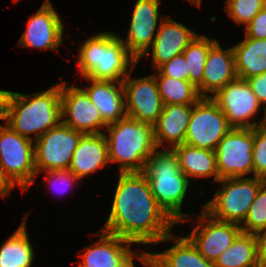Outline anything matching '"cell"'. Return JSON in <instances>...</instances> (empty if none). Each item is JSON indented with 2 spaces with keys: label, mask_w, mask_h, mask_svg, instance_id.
<instances>
[{
  "label": "cell",
  "mask_w": 266,
  "mask_h": 267,
  "mask_svg": "<svg viewBox=\"0 0 266 267\" xmlns=\"http://www.w3.org/2000/svg\"><path fill=\"white\" fill-rule=\"evenodd\" d=\"M109 217L101 230L133 243L175 241L176 224L159 206L143 172L119 173Z\"/></svg>",
  "instance_id": "1"
},
{
  "label": "cell",
  "mask_w": 266,
  "mask_h": 267,
  "mask_svg": "<svg viewBox=\"0 0 266 267\" xmlns=\"http://www.w3.org/2000/svg\"><path fill=\"white\" fill-rule=\"evenodd\" d=\"M60 122V84L34 94L11 93L6 124L21 136L36 141Z\"/></svg>",
  "instance_id": "2"
},
{
  "label": "cell",
  "mask_w": 266,
  "mask_h": 267,
  "mask_svg": "<svg viewBox=\"0 0 266 267\" xmlns=\"http://www.w3.org/2000/svg\"><path fill=\"white\" fill-rule=\"evenodd\" d=\"M80 75L94 80L123 82L129 64L137 61L127 50L122 38L111 32H101L84 41L78 54Z\"/></svg>",
  "instance_id": "3"
},
{
  "label": "cell",
  "mask_w": 266,
  "mask_h": 267,
  "mask_svg": "<svg viewBox=\"0 0 266 267\" xmlns=\"http://www.w3.org/2000/svg\"><path fill=\"white\" fill-rule=\"evenodd\" d=\"M154 198L165 213L176 223L189 220L181 207L190 180L181 171L179 161L171 148L157 150L148 157L143 170Z\"/></svg>",
  "instance_id": "4"
},
{
  "label": "cell",
  "mask_w": 266,
  "mask_h": 267,
  "mask_svg": "<svg viewBox=\"0 0 266 267\" xmlns=\"http://www.w3.org/2000/svg\"><path fill=\"white\" fill-rule=\"evenodd\" d=\"M109 162L119 163V173L143 172L146 161L157 148L153 125L125 116L107 125Z\"/></svg>",
  "instance_id": "5"
},
{
  "label": "cell",
  "mask_w": 266,
  "mask_h": 267,
  "mask_svg": "<svg viewBox=\"0 0 266 267\" xmlns=\"http://www.w3.org/2000/svg\"><path fill=\"white\" fill-rule=\"evenodd\" d=\"M218 182L222 187L208 203L203 205V210L214 219L240 225L265 180L254 176V178H225Z\"/></svg>",
  "instance_id": "6"
},
{
  "label": "cell",
  "mask_w": 266,
  "mask_h": 267,
  "mask_svg": "<svg viewBox=\"0 0 266 267\" xmlns=\"http://www.w3.org/2000/svg\"><path fill=\"white\" fill-rule=\"evenodd\" d=\"M33 146L32 139L21 136L7 124L0 125V167L23 191L37 176Z\"/></svg>",
  "instance_id": "7"
},
{
  "label": "cell",
  "mask_w": 266,
  "mask_h": 267,
  "mask_svg": "<svg viewBox=\"0 0 266 267\" xmlns=\"http://www.w3.org/2000/svg\"><path fill=\"white\" fill-rule=\"evenodd\" d=\"M83 135L60 122L34 141L35 168L41 171L69 170L74 150Z\"/></svg>",
  "instance_id": "8"
},
{
  "label": "cell",
  "mask_w": 266,
  "mask_h": 267,
  "mask_svg": "<svg viewBox=\"0 0 266 267\" xmlns=\"http://www.w3.org/2000/svg\"><path fill=\"white\" fill-rule=\"evenodd\" d=\"M231 129L217 103L211 97H201L192 108L185 144L214 151Z\"/></svg>",
  "instance_id": "9"
},
{
  "label": "cell",
  "mask_w": 266,
  "mask_h": 267,
  "mask_svg": "<svg viewBox=\"0 0 266 267\" xmlns=\"http://www.w3.org/2000/svg\"><path fill=\"white\" fill-rule=\"evenodd\" d=\"M214 151L220 180L253 173V128H232Z\"/></svg>",
  "instance_id": "10"
},
{
  "label": "cell",
  "mask_w": 266,
  "mask_h": 267,
  "mask_svg": "<svg viewBox=\"0 0 266 267\" xmlns=\"http://www.w3.org/2000/svg\"><path fill=\"white\" fill-rule=\"evenodd\" d=\"M211 98L217 103L232 128L250 129L264 125L266 116L259 123L250 122L261 105L247 80L237 77Z\"/></svg>",
  "instance_id": "11"
},
{
  "label": "cell",
  "mask_w": 266,
  "mask_h": 267,
  "mask_svg": "<svg viewBox=\"0 0 266 267\" xmlns=\"http://www.w3.org/2000/svg\"><path fill=\"white\" fill-rule=\"evenodd\" d=\"M133 69L134 67L130 68L129 74L123 80L126 114L140 122L154 125L163 109L155 76L152 74L144 78L130 79Z\"/></svg>",
  "instance_id": "12"
},
{
  "label": "cell",
  "mask_w": 266,
  "mask_h": 267,
  "mask_svg": "<svg viewBox=\"0 0 266 267\" xmlns=\"http://www.w3.org/2000/svg\"><path fill=\"white\" fill-rule=\"evenodd\" d=\"M60 85L61 122L83 134L102 133L99 129L107 128V125L86 91L75 86L66 87L65 81Z\"/></svg>",
  "instance_id": "13"
},
{
  "label": "cell",
  "mask_w": 266,
  "mask_h": 267,
  "mask_svg": "<svg viewBox=\"0 0 266 267\" xmlns=\"http://www.w3.org/2000/svg\"><path fill=\"white\" fill-rule=\"evenodd\" d=\"M197 223L187 237L199 253L212 262H215L242 232L239 224L214 219L203 209Z\"/></svg>",
  "instance_id": "14"
},
{
  "label": "cell",
  "mask_w": 266,
  "mask_h": 267,
  "mask_svg": "<svg viewBox=\"0 0 266 267\" xmlns=\"http://www.w3.org/2000/svg\"><path fill=\"white\" fill-rule=\"evenodd\" d=\"M99 231L100 239L85 248L87 251L80 255L83 262L79 263V267H134L133 257L141 261L146 256L145 252L138 254L132 251L133 242Z\"/></svg>",
  "instance_id": "15"
},
{
  "label": "cell",
  "mask_w": 266,
  "mask_h": 267,
  "mask_svg": "<svg viewBox=\"0 0 266 267\" xmlns=\"http://www.w3.org/2000/svg\"><path fill=\"white\" fill-rule=\"evenodd\" d=\"M50 0L28 19V27L19 40V46L58 51L63 42L64 26Z\"/></svg>",
  "instance_id": "16"
},
{
  "label": "cell",
  "mask_w": 266,
  "mask_h": 267,
  "mask_svg": "<svg viewBox=\"0 0 266 267\" xmlns=\"http://www.w3.org/2000/svg\"><path fill=\"white\" fill-rule=\"evenodd\" d=\"M159 4V0H137L133 9L127 38L122 42L137 61L149 53L154 42Z\"/></svg>",
  "instance_id": "17"
},
{
  "label": "cell",
  "mask_w": 266,
  "mask_h": 267,
  "mask_svg": "<svg viewBox=\"0 0 266 267\" xmlns=\"http://www.w3.org/2000/svg\"><path fill=\"white\" fill-rule=\"evenodd\" d=\"M161 17L162 20L152 44L153 68L155 70L173 57L182 54L197 36L194 31L183 24L167 18L165 15Z\"/></svg>",
  "instance_id": "18"
},
{
  "label": "cell",
  "mask_w": 266,
  "mask_h": 267,
  "mask_svg": "<svg viewBox=\"0 0 266 267\" xmlns=\"http://www.w3.org/2000/svg\"><path fill=\"white\" fill-rule=\"evenodd\" d=\"M237 78L233 48L222 50L217 41L209 50L202 83L197 87L201 97H212ZM207 92L213 93L210 96Z\"/></svg>",
  "instance_id": "19"
},
{
  "label": "cell",
  "mask_w": 266,
  "mask_h": 267,
  "mask_svg": "<svg viewBox=\"0 0 266 267\" xmlns=\"http://www.w3.org/2000/svg\"><path fill=\"white\" fill-rule=\"evenodd\" d=\"M91 82L85 87L87 95L92 103L98 108L106 125L116 123L123 119L126 114L123 82L94 80L84 77ZM119 86H116L117 84Z\"/></svg>",
  "instance_id": "20"
},
{
  "label": "cell",
  "mask_w": 266,
  "mask_h": 267,
  "mask_svg": "<svg viewBox=\"0 0 266 267\" xmlns=\"http://www.w3.org/2000/svg\"><path fill=\"white\" fill-rule=\"evenodd\" d=\"M109 162L106 136L99 134H83L74 150L69 166L78 179L96 172Z\"/></svg>",
  "instance_id": "21"
},
{
  "label": "cell",
  "mask_w": 266,
  "mask_h": 267,
  "mask_svg": "<svg viewBox=\"0 0 266 267\" xmlns=\"http://www.w3.org/2000/svg\"><path fill=\"white\" fill-rule=\"evenodd\" d=\"M192 106L194 105H163L162 112L153 125L154 142L157 148L164 144V140L170 143L171 149L185 143Z\"/></svg>",
  "instance_id": "22"
},
{
  "label": "cell",
  "mask_w": 266,
  "mask_h": 267,
  "mask_svg": "<svg viewBox=\"0 0 266 267\" xmlns=\"http://www.w3.org/2000/svg\"><path fill=\"white\" fill-rule=\"evenodd\" d=\"M172 149L177 156L181 171L189 180L193 177L209 176H214V182L220 180L215 151L193 147L185 143Z\"/></svg>",
  "instance_id": "23"
},
{
  "label": "cell",
  "mask_w": 266,
  "mask_h": 267,
  "mask_svg": "<svg viewBox=\"0 0 266 267\" xmlns=\"http://www.w3.org/2000/svg\"><path fill=\"white\" fill-rule=\"evenodd\" d=\"M175 240L170 249L160 253L145 252L146 257L156 267H215L214 262L205 259L187 236Z\"/></svg>",
  "instance_id": "24"
},
{
  "label": "cell",
  "mask_w": 266,
  "mask_h": 267,
  "mask_svg": "<svg viewBox=\"0 0 266 267\" xmlns=\"http://www.w3.org/2000/svg\"><path fill=\"white\" fill-rule=\"evenodd\" d=\"M238 78L247 80L266 72V39L247 38L233 47Z\"/></svg>",
  "instance_id": "25"
},
{
  "label": "cell",
  "mask_w": 266,
  "mask_h": 267,
  "mask_svg": "<svg viewBox=\"0 0 266 267\" xmlns=\"http://www.w3.org/2000/svg\"><path fill=\"white\" fill-rule=\"evenodd\" d=\"M214 264L215 267H258L256 234L241 232Z\"/></svg>",
  "instance_id": "26"
},
{
  "label": "cell",
  "mask_w": 266,
  "mask_h": 267,
  "mask_svg": "<svg viewBox=\"0 0 266 267\" xmlns=\"http://www.w3.org/2000/svg\"><path fill=\"white\" fill-rule=\"evenodd\" d=\"M26 220L25 215L20 227L0 247V267H31L34 251L26 233Z\"/></svg>",
  "instance_id": "27"
},
{
  "label": "cell",
  "mask_w": 266,
  "mask_h": 267,
  "mask_svg": "<svg viewBox=\"0 0 266 267\" xmlns=\"http://www.w3.org/2000/svg\"><path fill=\"white\" fill-rule=\"evenodd\" d=\"M158 77H157V75ZM163 105H194L200 98L197 88L189 81L154 74Z\"/></svg>",
  "instance_id": "28"
},
{
  "label": "cell",
  "mask_w": 266,
  "mask_h": 267,
  "mask_svg": "<svg viewBox=\"0 0 266 267\" xmlns=\"http://www.w3.org/2000/svg\"><path fill=\"white\" fill-rule=\"evenodd\" d=\"M216 42V39L197 35L182 52L189 72L188 81L196 88L202 83L208 52Z\"/></svg>",
  "instance_id": "29"
},
{
  "label": "cell",
  "mask_w": 266,
  "mask_h": 267,
  "mask_svg": "<svg viewBox=\"0 0 266 267\" xmlns=\"http://www.w3.org/2000/svg\"><path fill=\"white\" fill-rule=\"evenodd\" d=\"M240 227L243 233L250 234H258L266 230V182L259 188Z\"/></svg>",
  "instance_id": "30"
},
{
  "label": "cell",
  "mask_w": 266,
  "mask_h": 267,
  "mask_svg": "<svg viewBox=\"0 0 266 267\" xmlns=\"http://www.w3.org/2000/svg\"><path fill=\"white\" fill-rule=\"evenodd\" d=\"M266 6V0H226L225 8L231 20L246 24Z\"/></svg>",
  "instance_id": "31"
},
{
  "label": "cell",
  "mask_w": 266,
  "mask_h": 267,
  "mask_svg": "<svg viewBox=\"0 0 266 267\" xmlns=\"http://www.w3.org/2000/svg\"><path fill=\"white\" fill-rule=\"evenodd\" d=\"M253 174L255 177L266 178V127L253 128Z\"/></svg>",
  "instance_id": "32"
},
{
  "label": "cell",
  "mask_w": 266,
  "mask_h": 267,
  "mask_svg": "<svg viewBox=\"0 0 266 267\" xmlns=\"http://www.w3.org/2000/svg\"><path fill=\"white\" fill-rule=\"evenodd\" d=\"M161 75L188 81L187 64L183 54L173 57L156 69Z\"/></svg>",
  "instance_id": "33"
},
{
  "label": "cell",
  "mask_w": 266,
  "mask_h": 267,
  "mask_svg": "<svg viewBox=\"0 0 266 267\" xmlns=\"http://www.w3.org/2000/svg\"><path fill=\"white\" fill-rule=\"evenodd\" d=\"M45 173H46V179L49 180L48 182L50 183L51 187L54 188V190H55V187L57 190H60L62 188L61 187L62 185L64 188V189H61L62 192L68 190V187L70 188L74 186L76 181L79 180L69 170H52V171H45Z\"/></svg>",
  "instance_id": "34"
},
{
  "label": "cell",
  "mask_w": 266,
  "mask_h": 267,
  "mask_svg": "<svg viewBox=\"0 0 266 267\" xmlns=\"http://www.w3.org/2000/svg\"><path fill=\"white\" fill-rule=\"evenodd\" d=\"M244 36L259 40L266 39V6L246 26Z\"/></svg>",
  "instance_id": "35"
},
{
  "label": "cell",
  "mask_w": 266,
  "mask_h": 267,
  "mask_svg": "<svg viewBox=\"0 0 266 267\" xmlns=\"http://www.w3.org/2000/svg\"><path fill=\"white\" fill-rule=\"evenodd\" d=\"M266 115V72L247 79Z\"/></svg>",
  "instance_id": "36"
},
{
  "label": "cell",
  "mask_w": 266,
  "mask_h": 267,
  "mask_svg": "<svg viewBox=\"0 0 266 267\" xmlns=\"http://www.w3.org/2000/svg\"><path fill=\"white\" fill-rule=\"evenodd\" d=\"M258 241V267H266V230L256 234Z\"/></svg>",
  "instance_id": "37"
},
{
  "label": "cell",
  "mask_w": 266,
  "mask_h": 267,
  "mask_svg": "<svg viewBox=\"0 0 266 267\" xmlns=\"http://www.w3.org/2000/svg\"><path fill=\"white\" fill-rule=\"evenodd\" d=\"M16 185L11 181V179L4 173L0 167V197L4 198L8 196L10 190Z\"/></svg>",
  "instance_id": "38"
},
{
  "label": "cell",
  "mask_w": 266,
  "mask_h": 267,
  "mask_svg": "<svg viewBox=\"0 0 266 267\" xmlns=\"http://www.w3.org/2000/svg\"><path fill=\"white\" fill-rule=\"evenodd\" d=\"M12 92L0 90V120L7 121L9 98Z\"/></svg>",
  "instance_id": "39"
},
{
  "label": "cell",
  "mask_w": 266,
  "mask_h": 267,
  "mask_svg": "<svg viewBox=\"0 0 266 267\" xmlns=\"http://www.w3.org/2000/svg\"><path fill=\"white\" fill-rule=\"evenodd\" d=\"M141 262L144 267H156L146 256L141 259Z\"/></svg>",
  "instance_id": "40"
},
{
  "label": "cell",
  "mask_w": 266,
  "mask_h": 267,
  "mask_svg": "<svg viewBox=\"0 0 266 267\" xmlns=\"http://www.w3.org/2000/svg\"><path fill=\"white\" fill-rule=\"evenodd\" d=\"M189 2L192 3L193 5L196 4L197 6L200 7L202 0H189Z\"/></svg>",
  "instance_id": "41"
}]
</instances>
